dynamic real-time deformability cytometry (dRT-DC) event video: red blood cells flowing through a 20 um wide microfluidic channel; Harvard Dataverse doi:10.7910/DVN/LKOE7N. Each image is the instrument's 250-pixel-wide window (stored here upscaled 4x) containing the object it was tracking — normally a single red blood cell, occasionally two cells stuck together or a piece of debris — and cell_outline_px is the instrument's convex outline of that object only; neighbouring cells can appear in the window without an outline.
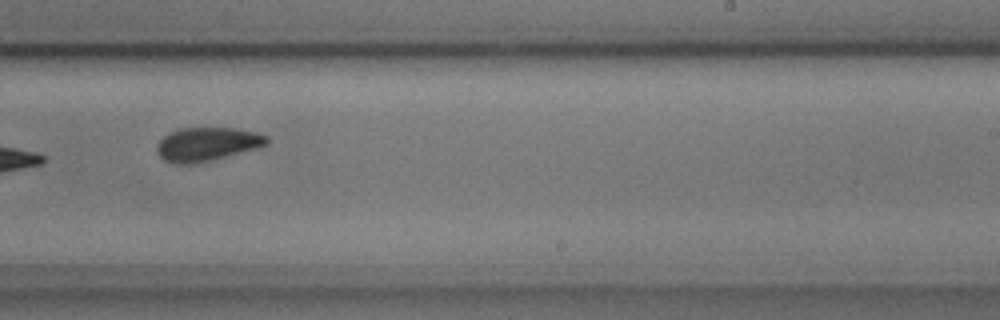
{"species": "common noctule bat (a hibernating species)", "species_latin": "Nyctalus noctula", "temperature_condition": "cold", "stored_images_in_passage": 10, "camera_frame_rate_fps": 3000, "um_per_image_px": 0.085, "animal": {"sex": "male", "body_mass_g": 17.9, "forearm_length_mm": 54.2}, "frame": {"image": 1, "passage_image": 10, "time_ms": 3.0, "image_size_px": [1000, 320], "cell_outline_px": [[268, 144], [260, 148], [192, 164], [172, 164], [164, 160], [156, 152], [156, 144], [168, 132], [180, 128], [232, 128], [256, 132], [268, 136]], "centroid_in_image_um": [17.58, 12.25], "position_along_channel_um": 271.4, "area_um2": 21.68}}